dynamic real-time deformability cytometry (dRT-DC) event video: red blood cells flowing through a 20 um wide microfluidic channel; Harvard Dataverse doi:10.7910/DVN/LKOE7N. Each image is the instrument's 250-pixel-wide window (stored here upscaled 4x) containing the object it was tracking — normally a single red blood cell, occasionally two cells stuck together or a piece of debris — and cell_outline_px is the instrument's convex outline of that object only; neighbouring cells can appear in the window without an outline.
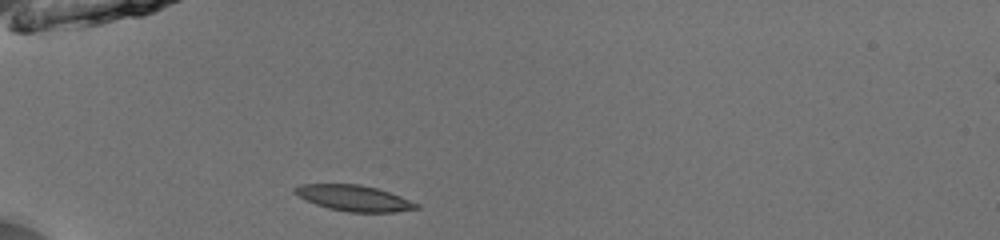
{"species": "common noctule bat (a hibernating species)", "species_latin": "Nyctalus noctula", "temperature_condition": "room temperature", "stored_images_in_passage": 36, "camera_frame_rate_fps": 3000, "um_per_image_px": 0.085, "animal": {"sex": "male", "body_mass_g": 13.0, "forearm_length_mm": 53.1}, "frame": {"image": 1, "passage_image": 1, "time_ms": 0.0, "image_size_px": [1000, 240], "cell_outline_px": [[420, 208], [392, 212], [348, 212], [328, 208], [316, 204], [292, 192], [292, 188], [300, 184], [360, 184], [376, 188], [400, 196], [420, 204]], "centroid_in_image_um": [30.08, 16.83], "position_along_channel_um": 54.9, "area_um2": 18.21}}
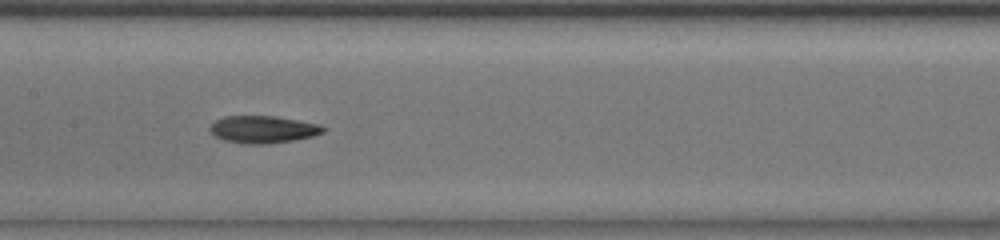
{"frame": {"image": 2, "passage_image": 12, "time_ms": 3.667, "image_size_px": [1000, 240], "cell_outline_px": [[328, 128], [324, 132], [312, 136], [292, 140], [268, 144], [244, 144], [224, 140], [216, 136], [208, 128], [216, 120], [224, 116], [276, 116], [320, 124]], "centroid_in_image_um": [22.38, 10.99], "position_along_channel_um": 185.0, "area_um2": 18.03}}
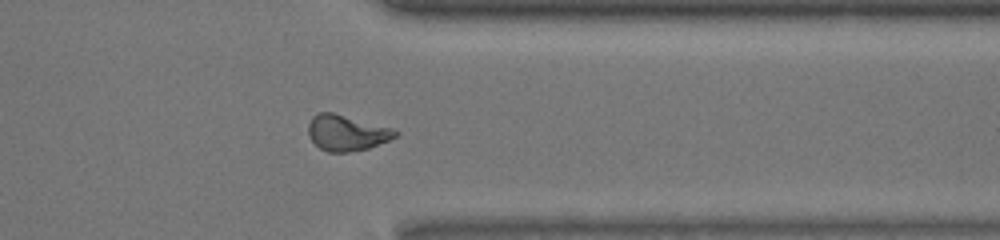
{"frame": {"image": 3, "passage_image": 27, "time_ms": 8.667, "image_size_px": [1000, 240], "cell_outline_px": [[400, 132], [396, 136], [388, 140], [368, 148], [348, 152], [328, 152], [320, 148], [308, 136], [308, 124], [312, 116], [316, 112], [332, 112], [392, 128]], "centroid_in_image_um": [29.43, 11.28], "position_along_channel_um": 382.0, "area_um2": 18.03}, "authors_computed_cell_mechanics": {"area_um2": 18.0336, "velocity_mm_per_s": 3.9645, "shape_relaxation_time_tau1_ms": 4.91, "shape_relaxation_time_tau2_ms": 4.0628, "deformation_change_tau1": 0.1648, "deformation_change_tau2": 0.1146}}